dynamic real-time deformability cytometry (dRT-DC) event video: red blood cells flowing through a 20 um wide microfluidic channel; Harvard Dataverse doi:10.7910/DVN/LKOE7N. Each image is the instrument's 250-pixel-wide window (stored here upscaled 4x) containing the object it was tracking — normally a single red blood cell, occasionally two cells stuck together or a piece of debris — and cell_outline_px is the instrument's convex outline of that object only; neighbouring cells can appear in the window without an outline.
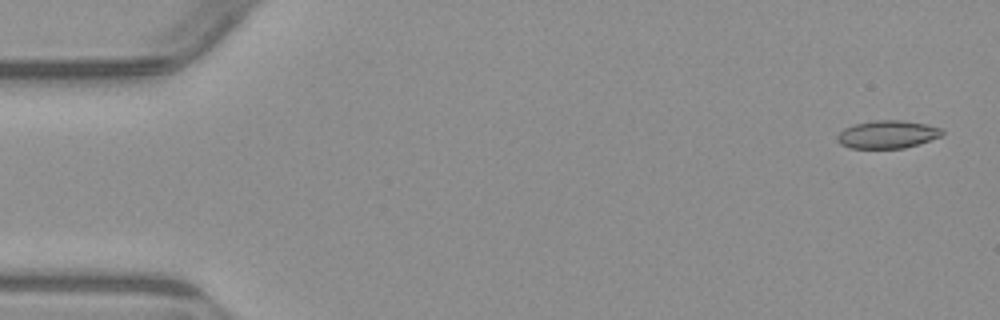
{"species": "common noctule bat (a hibernating species)", "species_latin": "Nyctalus noctula", "temperature_condition": "warm", "stored_images_in_passage": 4, "camera_frame_rate_fps": 3000, "um_per_image_px": 0.085, "animal": {"sex": "male", "body_mass_g": 23.1, "forearm_length_mm": 52.7}, "frame": {"image": 1, "passage_image": 1, "time_ms": 0.0, "image_size_px": [1000, 320], "cell_outline_px": [[944, 132], [940, 136], [904, 148], [848, 148], [840, 144], [836, 140], [836, 136], [844, 128], [852, 124], [872, 120], [904, 120], [928, 124], [940, 128]], "centroid_in_image_um": [75.37, 11.41], "position_along_channel_um": 9.6, "area_um2": 17.11}}
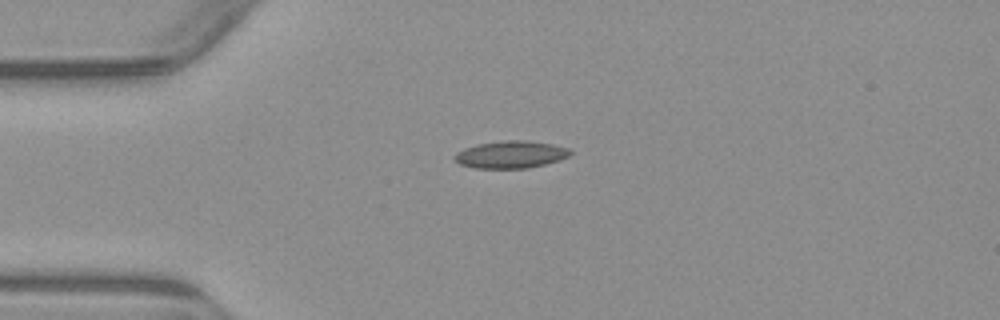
{"frame": {"image": 2, "passage_image": 4, "time_ms": 3.667, "image_size_px": [1000, 320], "cell_outline_px": [[572, 152], [568, 156], [560, 160], [528, 168], [472, 168], [460, 164], [452, 156], [456, 152], [464, 148], [476, 144], [504, 140], [524, 140], [552, 144], [568, 148]], "centroid_in_image_um": [43.38, 13.13], "position_along_channel_um": 41.6, "area_um2": 18.44}}